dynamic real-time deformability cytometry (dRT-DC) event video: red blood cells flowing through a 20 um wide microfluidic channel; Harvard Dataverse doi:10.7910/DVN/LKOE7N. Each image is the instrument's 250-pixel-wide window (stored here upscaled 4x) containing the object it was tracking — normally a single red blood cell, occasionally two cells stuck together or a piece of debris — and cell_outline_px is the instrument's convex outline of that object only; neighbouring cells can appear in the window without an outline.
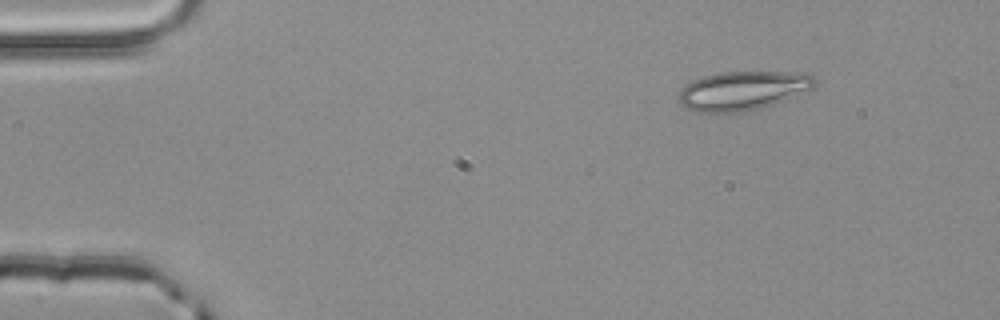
{"species": "common noctule bat (a hibernating species)", "species_latin": "Nyctalus noctula", "temperature_condition": "room temperature", "stored_images_in_passage": 2, "camera_frame_rate_fps": 3000, "um_per_image_px": 0.085, "animal": {"sex": "male", "body_mass_g": 20.4}, "frame": {"image": 1, "passage_image": 1, "time_ms": 0.0, "image_size_px": [1000, 320], "cell_outline_px": [[816, 84], [812, 88], [772, 104], [760, 108], [732, 112], [700, 112], [688, 108], [680, 104], [680, 88], [692, 80], [704, 76], [724, 72], [804, 72], [812, 76], [816, 80]], "centroid_in_image_um": [63.12, 7.68], "position_along_channel_um": 21.9, "area_um2": 30.35}}